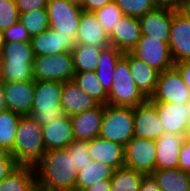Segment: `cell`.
I'll return each mask as SVG.
<instances>
[{
	"instance_id": "cell-1",
	"label": "cell",
	"mask_w": 190,
	"mask_h": 191,
	"mask_svg": "<svg viewBox=\"0 0 190 191\" xmlns=\"http://www.w3.org/2000/svg\"><path fill=\"white\" fill-rule=\"evenodd\" d=\"M35 171L40 188L47 191H75L78 171L66 148L46 151Z\"/></svg>"
},
{
	"instance_id": "cell-2",
	"label": "cell",
	"mask_w": 190,
	"mask_h": 191,
	"mask_svg": "<svg viewBox=\"0 0 190 191\" xmlns=\"http://www.w3.org/2000/svg\"><path fill=\"white\" fill-rule=\"evenodd\" d=\"M46 152L42 137V126L31 115L22 116L19 120L14 148L10 153L17 167L36 169Z\"/></svg>"
},
{
	"instance_id": "cell-3",
	"label": "cell",
	"mask_w": 190,
	"mask_h": 191,
	"mask_svg": "<svg viewBox=\"0 0 190 191\" xmlns=\"http://www.w3.org/2000/svg\"><path fill=\"white\" fill-rule=\"evenodd\" d=\"M34 58L30 42H5L0 55V82L35 80Z\"/></svg>"
},
{
	"instance_id": "cell-4",
	"label": "cell",
	"mask_w": 190,
	"mask_h": 191,
	"mask_svg": "<svg viewBox=\"0 0 190 191\" xmlns=\"http://www.w3.org/2000/svg\"><path fill=\"white\" fill-rule=\"evenodd\" d=\"M63 82L35 81V95L31 117L41 126L66 117L60 106Z\"/></svg>"
},
{
	"instance_id": "cell-5",
	"label": "cell",
	"mask_w": 190,
	"mask_h": 191,
	"mask_svg": "<svg viewBox=\"0 0 190 191\" xmlns=\"http://www.w3.org/2000/svg\"><path fill=\"white\" fill-rule=\"evenodd\" d=\"M147 100L148 98L135 85L128 61L122 57L113 72V83L107 96V104L134 108Z\"/></svg>"
},
{
	"instance_id": "cell-6",
	"label": "cell",
	"mask_w": 190,
	"mask_h": 191,
	"mask_svg": "<svg viewBox=\"0 0 190 191\" xmlns=\"http://www.w3.org/2000/svg\"><path fill=\"white\" fill-rule=\"evenodd\" d=\"M99 137L125 147L134 137V108L104 105Z\"/></svg>"
},
{
	"instance_id": "cell-7",
	"label": "cell",
	"mask_w": 190,
	"mask_h": 191,
	"mask_svg": "<svg viewBox=\"0 0 190 191\" xmlns=\"http://www.w3.org/2000/svg\"><path fill=\"white\" fill-rule=\"evenodd\" d=\"M75 71L70 51L49 56H35L33 75L35 81H72Z\"/></svg>"
},
{
	"instance_id": "cell-8",
	"label": "cell",
	"mask_w": 190,
	"mask_h": 191,
	"mask_svg": "<svg viewBox=\"0 0 190 191\" xmlns=\"http://www.w3.org/2000/svg\"><path fill=\"white\" fill-rule=\"evenodd\" d=\"M46 9L50 29L57 34L70 35L75 39L82 8L67 0H48Z\"/></svg>"
},
{
	"instance_id": "cell-9",
	"label": "cell",
	"mask_w": 190,
	"mask_h": 191,
	"mask_svg": "<svg viewBox=\"0 0 190 191\" xmlns=\"http://www.w3.org/2000/svg\"><path fill=\"white\" fill-rule=\"evenodd\" d=\"M149 102H170L174 104L190 102V90L179 71L172 67L159 73L154 93Z\"/></svg>"
},
{
	"instance_id": "cell-10",
	"label": "cell",
	"mask_w": 190,
	"mask_h": 191,
	"mask_svg": "<svg viewBox=\"0 0 190 191\" xmlns=\"http://www.w3.org/2000/svg\"><path fill=\"white\" fill-rule=\"evenodd\" d=\"M131 53L159 73L174 67L169 44L146 35H141Z\"/></svg>"
},
{
	"instance_id": "cell-11",
	"label": "cell",
	"mask_w": 190,
	"mask_h": 191,
	"mask_svg": "<svg viewBox=\"0 0 190 191\" xmlns=\"http://www.w3.org/2000/svg\"><path fill=\"white\" fill-rule=\"evenodd\" d=\"M155 162V140L134 136L124 147V167L147 175L155 170Z\"/></svg>"
},
{
	"instance_id": "cell-12",
	"label": "cell",
	"mask_w": 190,
	"mask_h": 191,
	"mask_svg": "<svg viewBox=\"0 0 190 191\" xmlns=\"http://www.w3.org/2000/svg\"><path fill=\"white\" fill-rule=\"evenodd\" d=\"M157 110L165 133L186 136L190 126V102L174 104L170 102H150Z\"/></svg>"
},
{
	"instance_id": "cell-13",
	"label": "cell",
	"mask_w": 190,
	"mask_h": 191,
	"mask_svg": "<svg viewBox=\"0 0 190 191\" xmlns=\"http://www.w3.org/2000/svg\"><path fill=\"white\" fill-rule=\"evenodd\" d=\"M169 49L175 63L190 60V18L173 9Z\"/></svg>"
},
{
	"instance_id": "cell-14",
	"label": "cell",
	"mask_w": 190,
	"mask_h": 191,
	"mask_svg": "<svg viewBox=\"0 0 190 191\" xmlns=\"http://www.w3.org/2000/svg\"><path fill=\"white\" fill-rule=\"evenodd\" d=\"M7 109L21 116L31 115L35 95V80L1 82Z\"/></svg>"
},
{
	"instance_id": "cell-15",
	"label": "cell",
	"mask_w": 190,
	"mask_h": 191,
	"mask_svg": "<svg viewBox=\"0 0 190 191\" xmlns=\"http://www.w3.org/2000/svg\"><path fill=\"white\" fill-rule=\"evenodd\" d=\"M165 133L156 108L147 100L134 107V136L156 140Z\"/></svg>"
},
{
	"instance_id": "cell-16",
	"label": "cell",
	"mask_w": 190,
	"mask_h": 191,
	"mask_svg": "<svg viewBox=\"0 0 190 191\" xmlns=\"http://www.w3.org/2000/svg\"><path fill=\"white\" fill-rule=\"evenodd\" d=\"M173 18V9L157 7L139 17L141 35H146L168 43Z\"/></svg>"
},
{
	"instance_id": "cell-17",
	"label": "cell",
	"mask_w": 190,
	"mask_h": 191,
	"mask_svg": "<svg viewBox=\"0 0 190 191\" xmlns=\"http://www.w3.org/2000/svg\"><path fill=\"white\" fill-rule=\"evenodd\" d=\"M30 43L35 56H49L65 51L71 52L76 45L72 36L57 34L52 29L31 37Z\"/></svg>"
},
{
	"instance_id": "cell-18",
	"label": "cell",
	"mask_w": 190,
	"mask_h": 191,
	"mask_svg": "<svg viewBox=\"0 0 190 191\" xmlns=\"http://www.w3.org/2000/svg\"><path fill=\"white\" fill-rule=\"evenodd\" d=\"M75 42L76 44H88L101 49L110 46L109 36L94 12L82 10Z\"/></svg>"
},
{
	"instance_id": "cell-19",
	"label": "cell",
	"mask_w": 190,
	"mask_h": 191,
	"mask_svg": "<svg viewBox=\"0 0 190 191\" xmlns=\"http://www.w3.org/2000/svg\"><path fill=\"white\" fill-rule=\"evenodd\" d=\"M141 36L140 22L138 18L124 15L116 23L109 35L110 46L125 52H131Z\"/></svg>"
},
{
	"instance_id": "cell-20",
	"label": "cell",
	"mask_w": 190,
	"mask_h": 191,
	"mask_svg": "<svg viewBox=\"0 0 190 191\" xmlns=\"http://www.w3.org/2000/svg\"><path fill=\"white\" fill-rule=\"evenodd\" d=\"M104 105L86 110L70 117L75 140H92L99 136Z\"/></svg>"
},
{
	"instance_id": "cell-21",
	"label": "cell",
	"mask_w": 190,
	"mask_h": 191,
	"mask_svg": "<svg viewBox=\"0 0 190 191\" xmlns=\"http://www.w3.org/2000/svg\"><path fill=\"white\" fill-rule=\"evenodd\" d=\"M88 152L91 160L105 163L115 170L124 167V146L95 137L88 141Z\"/></svg>"
},
{
	"instance_id": "cell-22",
	"label": "cell",
	"mask_w": 190,
	"mask_h": 191,
	"mask_svg": "<svg viewBox=\"0 0 190 191\" xmlns=\"http://www.w3.org/2000/svg\"><path fill=\"white\" fill-rule=\"evenodd\" d=\"M99 105V102L84 92L73 81L63 82L60 106L67 116L71 117Z\"/></svg>"
},
{
	"instance_id": "cell-23",
	"label": "cell",
	"mask_w": 190,
	"mask_h": 191,
	"mask_svg": "<svg viewBox=\"0 0 190 191\" xmlns=\"http://www.w3.org/2000/svg\"><path fill=\"white\" fill-rule=\"evenodd\" d=\"M184 141L183 135L170 133H164L156 139L155 169L177 168L179 152Z\"/></svg>"
},
{
	"instance_id": "cell-24",
	"label": "cell",
	"mask_w": 190,
	"mask_h": 191,
	"mask_svg": "<svg viewBox=\"0 0 190 191\" xmlns=\"http://www.w3.org/2000/svg\"><path fill=\"white\" fill-rule=\"evenodd\" d=\"M45 150L64 149L75 140L69 116L42 126Z\"/></svg>"
},
{
	"instance_id": "cell-25",
	"label": "cell",
	"mask_w": 190,
	"mask_h": 191,
	"mask_svg": "<svg viewBox=\"0 0 190 191\" xmlns=\"http://www.w3.org/2000/svg\"><path fill=\"white\" fill-rule=\"evenodd\" d=\"M123 57L128 61L135 85L147 98H150L155 91L159 72L136 58L131 52H125Z\"/></svg>"
},
{
	"instance_id": "cell-26",
	"label": "cell",
	"mask_w": 190,
	"mask_h": 191,
	"mask_svg": "<svg viewBox=\"0 0 190 191\" xmlns=\"http://www.w3.org/2000/svg\"><path fill=\"white\" fill-rule=\"evenodd\" d=\"M123 52L113 46L101 50L96 74L104 90L109 93L113 83V72L117 62L123 57Z\"/></svg>"
},
{
	"instance_id": "cell-27",
	"label": "cell",
	"mask_w": 190,
	"mask_h": 191,
	"mask_svg": "<svg viewBox=\"0 0 190 191\" xmlns=\"http://www.w3.org/2000/svg\"><path fill=\"white\" fill-rule=\"evenodd\" d=\"M151 175L161 191H190L188 173L179 168L155 169Z\"/></svg>"
},
{
	"instance_id": "cell-28",
	"label": "cell",
	"mask_w": 190,
	"mask_h": 191,
	"mask_svg": "<svg viewBox=\"0 0 190 191\" xmlns=\"http://www.w3.org/2000/svg\"><path fill=\"white\" fill-rule=\"evenodd\" d=\"M115 169L105 163L91 160L83 169L78 171L75 191H83L103 179H111Z\"/></svg>"
},
{
	"instance_id": "cell-29",
	"label": "cell",
	"mask_w": 190,
	"mask_h": 191,
	"mask_svg": "<svg viewBox=\"0 0 190 191\" xmlns=\"http://www.w3.org/2000/svg\"><path fill=\"white\" fill-rule=\"evenodd\" d=\"M36 186V171L17 167L0 182V191H33Z\"/></svg>"
},
{
	"instance_id": "cell-30",
	"label": "cell",
	"mask_w": 190,
	"mask_h": 191,
	"mask_svg": "<svg viewBox=\"0 0 190 191\" xmlns=\"http://www.w3.org/2000/svg\"><path fill=\"white\" fill-rule=\"evenodd\" d=\"M101 50L88 44H76L71 50L75 73L96 71Z\"/></svg>"
},
{
	"instance_id": "cell-31",
	"label": "cell",
	"mask_w": 190,
	"mask_h": 191,
	"mask_svg": "<svg viewBox=\"0 0 190 191\" xmlns=\"http://www.w3.org/2000/svg\"><path fill=\"white\" fill-rule=\"evenodd\" d=\"M22 116L8 109L0 111V152L11 153L16 130Z\"/></svg>"
},
{
	"instance_id": "cell-32",
	"label": "cell",
	"mask_w": 190,
	"mask_h": 191,
	"mask_svg": "<svg viewBox=\"0 0 190 191\" xmlns=\"http://www.w3.org/2000/svg\"><path fill=\"white\" fill-rule=\"evenodd\" d=\"M72 81L100 104H107L108 93L100 84L95 71L75 73Z\"/></svg>"
},
{
	"instance_id": "cell-33",
	"label": "cell",
	"mask_w": 190,
	"mask_h": 191,
	"mask_svg": "<svg viewBox=\"0 0 190 191\" xmlns=\"http://www.w3.org/2000/svg\"><path fill=\"white\" fill-rule=\"evenodd\" d=\"M143 175L127 167L116 169L110 179V191H138Z\"/></svg>"
},
{
	"instance_id": "cell-34",
	"label": "cell",
	"mask_w": 190,
	"mask_h": 191,
	"mask_svg": "<svg viewBox=\"0 0 190 191\" xmlns=\"http://www.w3.org/2000/svg\"><path fill=\"white\" fill-rule=\"evenodd\" d=\"M19 22L27 29L30 37L50 29L47 9L21 13L19 14Z\"/></svg>"
},
{
	"instance_id": "cell-35",
	"label": "cell",
	"mask_w": 190,
	"mask_h": 191,
	"mask_svg": "<svg viewBox=\"0 0 190 191\" xmlns=\"http://www.w3.org/2000/svg\"><path fill=\"white\" fill-rule=\"evenodd\" d=\"M124 15L139 18L158 7L155 0H113Z\"/></svg>"
},
{
	"instance_id": "cell-36",
	"label": "cell",
	"mask_w": 190,
	"mask_h": 191,
	"mask_svg": "<svg viewBox=\"0 0 190 191\" xmlns=\"http://www.w3.org/2000/svg\"><path fill=\"white\" fill-rule=\"evenodd\" d=\"M94 14L98 18L108 36L112 33L118 20L124 16L123 12L114 1L108 3L101 9L94 11Z\"/></svg>"
},
{
	"instance_id": "cell-37",
	"label": "cell",
	"mask_w": 190,
	"mask_h": 191,
	"mask_svg": "<svg viewBox=\"0 0 190 191\" xmlns=\"http://www.w3.org/2000/svg\"><path fill=\"white\" fill-rule=\"evenodd\" d=\"M66 149L69 152V156L72 157L73 164L76 166L77 171H80L91 162L87 140H74Z\"/></svg>"
},
{
	"instance_id": "cell-38",
	"label": "cell",
	"mask_w": 190,
	"mask_h": 191,
	"mask_svg": "<svg viewBox=\"0 0 190 191\" xmlns=\"http://www.w3.org/2000/svg\"><path fill=\"white\" fill-rule=\"evenodd\" d=\"M19 21V11L15 0H0V31H4Z\"/></svg>"
},
{
	"instance_id": "cell-39",
	"label": "cell",
	"mask_w": 190,
	"mask_h": 191,
	"mask_svg": "<svg viewBox=\"0 0 190 191\" xmlns=\"http://www.w3.org/2000/svg\"><path fill=\"white\" fill-rule=\"evenodd\" d=\"M2 33L5 42H30L31 40L27 29L19 21L4 30Z\"/></svg>"
},
{
	"instance_id": "cell-40",
	"label": "cell",
	"mask_w": 190,
	"mask_h": 191,
	"mask_svg": "<svg viewBox=\"0 0 190 191\" xmlns=\"http://www.w3.org/2000/svg\"><path fill=\"white\" fill-rule=\"evenodd\" d=\"M15 168H17V163L14 157L10 153L0 152V182Z\"/></svg>"
},
{
	"instance_id": "cell-41",
	"label": "cell",
	"mask_w": 190,
	"mask_h": 191,
	"mask_svg": "<svg viewBox=\"0 0 190 191\" xmlns=\"http://www.w3.org/2000/svg\"><path fill=\"white\" fill-rule=\"evenodd\" d=\"M19 14L46 9L48 0H15Z\"/></svg>"
},
{
	"instance_id": "cell-42",
	"label": "cell",
	"mask_w": 190,
	"mask_h": 191,
	"mask_svg": "<svg viewBox=\"0 0 190 191\" xmlns=\"http://www.w3.org/2000/svg\"><path fill=\"white\" fill-rule=\"evenodd\" d=\"M177 168L187 172L190 169V143L186 140L182 144L179 152V159Z\"/></svg>"
},
{
	"instance_id": "cell-43",
	"label": "cell",
	"mask_w": 190,
	"mask_h": 191,
	"mask_svg": "<svg viewBox=\"0 0 190 191\" xmlns=\"http://www.w3.org/2000/svg\"><path fill=\"white\" fill-rule=\"evenodd\" d=\"M174 67L179 71L185 84L190 90V60L181 61L174 64Z\"/></svg>"
},
{
	"instance_id": "cell-44",
	"label": "cell",
	"mask_w": 190,
	"mask_h": 191,
	"mask_svg": "<svg viewBox=\"0 0 190 191\" xmlns=\"http://www.w3.org/2000/svg\"><path fill=\"white\" fill-rule=\"evenodd\" d=\"M112 1L113 0H83L81 8L84 11L94 12Z\"/></svg>"
},
{
	"instance_id": "cell-45",
	"label": "cell",
	"mask_w": 190,
	"mask_h": 191,
	"mask_svg": "<svg viewBox=\"0 0 190 191\" xmlns=\"http://www.w3.org/2000/svg\"><path fill=\"white\" fill-rule=\"evenodd\" d=\"M138 191H161L151 174L143 175Z\"/></svg>"
},
{
	"instance_id": "cell-46",
	"label": "cell",
	"mask_w": 190,
	"mask_h": 191,
	"mask_svg": "<svg viewBox=\"0 0 190 191\" xmlns=\"http://www.w3.org/2000/svg\"><path fill=\"white\" fill-rule=\"evenodd\" d=\"M111 180L103 179L90 187L85 188L83 191H110Z\"/></svg>"
},
{
	"instance_id": "cell-47",
	"label": "cell",
	"mask_w": 190,
	"mask_h": 191,
	"mask_svg": "<svg viewBox=\"0 0 190 191\" xmlns=\"http://www.w3.org/2000/svg\"><path fill=\"white\" fill-rule=\"evenodd\" d=\"M184 0H155L158 7H168L179 10Z\"/></svg>"
},
{
	"instance_id": "cell-48",
	"label": "cell",
	"mask_w": 190,
	"mask_h": 191,
	"mask_svg": "<svg viewBox=\"0 0 190 191\" xmlns=\"http://www.w3.org/2000/svg\"><path fill=\"white\" fill-rule=\"evenodd\" d=\"M179 11L182 12L186 17L190 18V0H184Z\"/></svg>"
},
{
	"instance_id": "cell-49",
	"label": "cell",
	"mask_w": 190,
	"mask_h": 191,
	"mask_svg": "<svg viewBox=\"0 0 190 191\" xmlns=\"http://www.w3.org/2000/svg\"><path fill=\"white\" fill-rule=\"evenodd\" d=\"M6 109H7V104H6L5 95L2 89V85L0 82V111H4Z\"/></svg>"
},
{
	"instance_id": "cell-50",
	"label": "cell",
	"mask_w": 190,
	"mask_h": 191,
	"mask_svg": "<svg viewBox=\"0 0 190 191\" xmlns=\"http://www.w3.org/2000/svg\"><path fill=\"white\" fill-rule=\"evenodd\" d=\"M4 43H5V41H4V38H3V33H2V31H0V55L2 53Z\"/></svg>"
},
{
	"instance_id": "cell-51",
	"label": "cell",
	"mask_w": 190,
	"mask_h": 191,
	"mask_svg": "<svg viewBox=\"0 0 190 191\" xmlns=\"http://www.w3.org/2000/svg\"><path fill=\"white\" fill-rule=\"evenodd\" d=\"M67 1L76 5H79L80 7L82 6V2H83V0H67Z\"/></svg>"
},
{
	"instance_id": "cell-52",
	"label": "cell",
	"mask_w": 190,
	"mask_h": 191,
	"mask_svg": "<svg viewBox=\"0 0 190 191\" xmlns=\"http://www.w3.org/2000/svg\"><path fill=\"white\" fill-rule=\"evenodd\" d=\"M185 140L190 143V126H189V128L187 130V133H186V136H185Z\"/></svg>"
},
{
	"instance_id": "cell-53",
	"label": "cell",
	"mask_w": 190,
	"mask_h": 191,
	"mask_svg": "<svg viewBox=\"0 0 190 191\" xmlns=\"http://www.w3.org/2000/svg\"><path fill=\"white\" fill-rule=\"evenodd\" d=\"M33 191H47L45 189L40 188L39 186H36Z\"/></svg>"
},
{
	"instance_id": "cell-54",
	"label": "cell",
	"mask_w": 190,
	"mask_h": 191,
	"mask_svg": "<svg viewBox=\"0 0 190 191\" xmlns=\"http://www.w3.org/2000/svg\"><path fill=\"white\" fill-rule=\"evenodd\" d=\"M187 173H188V177L190 179V169L187 171Z\"/></svg>"
}]
</instances>
